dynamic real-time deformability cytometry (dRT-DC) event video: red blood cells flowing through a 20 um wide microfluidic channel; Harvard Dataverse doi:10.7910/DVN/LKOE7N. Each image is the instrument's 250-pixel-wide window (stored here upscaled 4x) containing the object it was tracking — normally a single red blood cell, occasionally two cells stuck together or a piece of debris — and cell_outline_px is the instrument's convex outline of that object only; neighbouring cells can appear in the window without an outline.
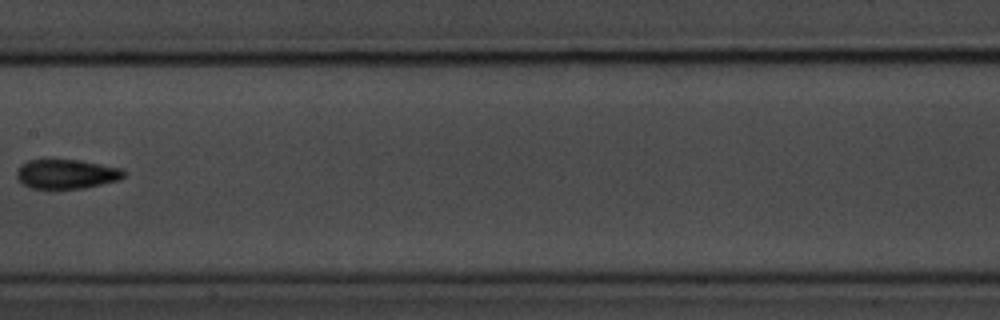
{"species": "common noctule bat (a hibernating species)", "species_latin": "Nyctalus noctula", "temperature_condition": "room temperature", "stored_images_in_passage": 15, "camera_frame_rate_fps": 3000, "um_per_image_px": 0.085, "animal": {"sex": "male", "body_mass_g": 20.1, "forearm_length_mm": 53.5}, "frame": {"image": 1, "passage_image": 7, "time_ms": 7.667, "image_size_px": [1000, 320], "cell_outline_px": [[128, 172], [120, 180], [84, 188], [32, 188], [20, 184], [16, 176], [16, 172], [20, 164], [28, 160], [80, 160], [124, 168]], "centroid_in_image_um": [5.67, 14.79], "position_along_channel_um": 201.7, "area_um2": 18.61}}
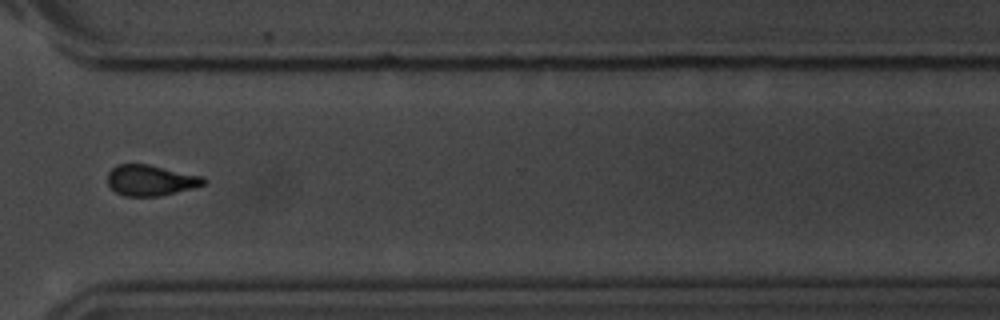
{"frame": {"image": 2, "passage_image": 11, "time_ms": 12.0, "image_size_px": [1000, 320], "cell_outline_px": [[208, 184], [160, 196], [124, 196], [116, 192], [108, 184], [108, 172], [116, 164], [148, 164], [204, 176], [208, 180]], "centroid_in_image_um": [12.85, 15.32], "position_along_channel_um": 357.8, "area_um2": 17.4}, "authors_computed_cell_mechanics": {"area_um2": 17.2822, "velocity_mm_per_s": 3.6071, "shape_relaxation_time_tau1_ms": 3.6215, "shape_relaxation_time_tau2_ms": 6.1058, "deformation_change_tau1": 0.1229, "deformation_change_tau2": 0.1335}}